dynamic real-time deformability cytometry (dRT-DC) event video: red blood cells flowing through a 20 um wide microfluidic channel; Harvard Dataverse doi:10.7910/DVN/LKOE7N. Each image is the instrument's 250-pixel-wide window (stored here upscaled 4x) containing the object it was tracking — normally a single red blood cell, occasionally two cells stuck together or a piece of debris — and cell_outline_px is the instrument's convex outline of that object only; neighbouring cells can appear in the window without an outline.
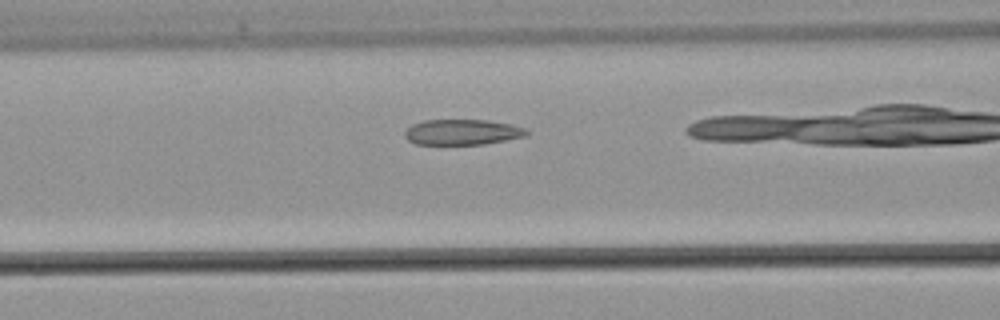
{"species": "common noctule bat (a hibernating species)", "species_latin": "Nyctalus noctula", "temperature_condition": "warm", "stored_images_in_passage": 25, "camera_frame_rate_fps": 3000, "um_per_image_px": 0.085, "animal": {"sex": "male", "body_mass_g": 21.5, "forearm_length_mm": 52.0}, "frame": {"image": 1, "passage_image": 8, "time_ms": 2.333, "image_size_px": [1000, 320], "cell_outline_px": [[532, 132], [524, 136], [484, 144], [416, 144], [408, 140], [404, 136], [404, 132], [412, 124], [424, 120], [488, 120], [528, 128]], "centroid_in_image_um": [39.3, 11.22], "position_along_channel_um": 127.3, "area_um2": 18.09}}